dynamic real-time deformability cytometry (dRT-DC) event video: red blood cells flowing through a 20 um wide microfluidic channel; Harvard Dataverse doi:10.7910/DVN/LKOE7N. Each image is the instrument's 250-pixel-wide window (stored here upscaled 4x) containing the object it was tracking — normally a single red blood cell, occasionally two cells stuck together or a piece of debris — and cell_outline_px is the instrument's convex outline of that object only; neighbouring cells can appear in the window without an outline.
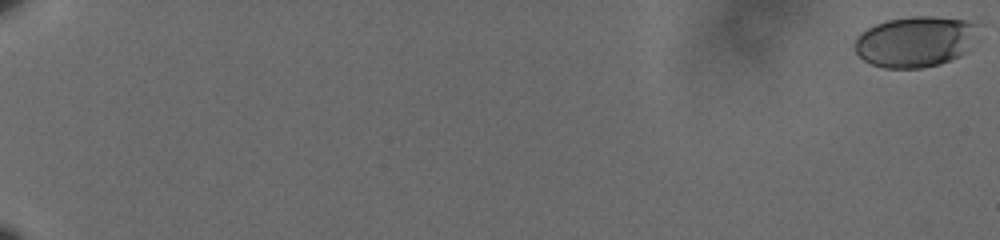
{"species": "human", "species_latin": "Homo sapiens", "temperature_condition": "cold", "stored_images_in_passage": 62, "camera_frame_rate_fps": 3000, "um_per_image_px": 0.085, "donor": {"sex": "male"}, "frame": {"image": 1, "passage_image": 1, "time_ms": 0.0, "image_size_px": [1000, 240], "cell_outline_px": [[980, 40], [968, 52], [960, 56], [940, 64], [920, 68], [884, 68], [872, 64], [864, 60], [856, 52], [852, 44], [856, 36], [860, 32], [876, 24], [888, 20], [912, 16], [932, 16], [964, 20], [976, 24]], "centroid_in_image_um": [77.85, 3.54], "position_along_channel_um": 7.2, "area_um2": 37.22}}
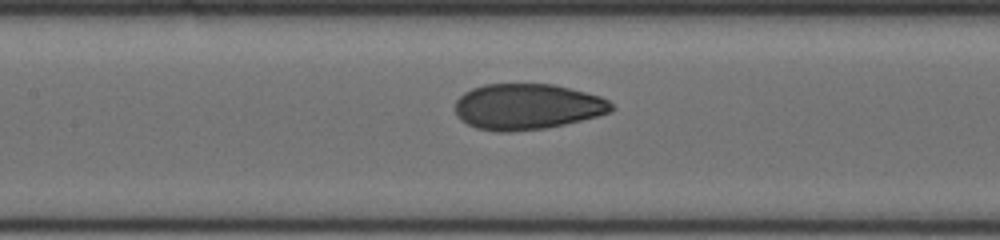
{"frame": {"image": 2, "passage_image": 34, "time_ms": 11.0, "image_size_px": [1000, 240], "cell_outline_px": [[616, 108], [608, 112], [596, 116], [564, 124], [544, 128], [508, 132], [500, 132], [476, 128], [460, 120], [456, 116], [456, 100], [464, 92], [472, 88], [484, 84], [552, 84], [600, 96], [608, 100]], "centroid_in_image_um": [44.77, 9.06], "position_along_channel_um": 162.6, "area_um2": 41.56}}
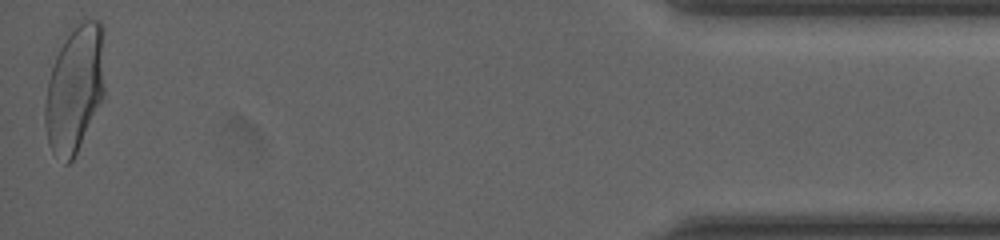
{"frame": {"image": 3, "passage_image": 62, "time_ms": 20.333, "image_size_px": [1000, 240], "cell_outline_px": [[104, 96], [72, 160], [68, 164], [64, 164], [52, 152], [48, 144], [44, 124], [44, 104], [48, 80], [56, 56], [60, 48], [80, 16], [100, 20], [104, 28]], "centroid_in_image_um": [6.36, 7.49], "position_along_channel_um": 428.8, "area_um2": 44.85}, "authors_computed_cell_mechanics": {"area_um2": 41.0091, "velocity_mm_per_s": 3.6043, "shape_relaxation_time_tau1_ms": 5.4654, "shape_relaxation_time_tau2_ms": 0.6439, "deformation_change_tau1": 0.1674, "deformation_change_tau2": 0.05}}